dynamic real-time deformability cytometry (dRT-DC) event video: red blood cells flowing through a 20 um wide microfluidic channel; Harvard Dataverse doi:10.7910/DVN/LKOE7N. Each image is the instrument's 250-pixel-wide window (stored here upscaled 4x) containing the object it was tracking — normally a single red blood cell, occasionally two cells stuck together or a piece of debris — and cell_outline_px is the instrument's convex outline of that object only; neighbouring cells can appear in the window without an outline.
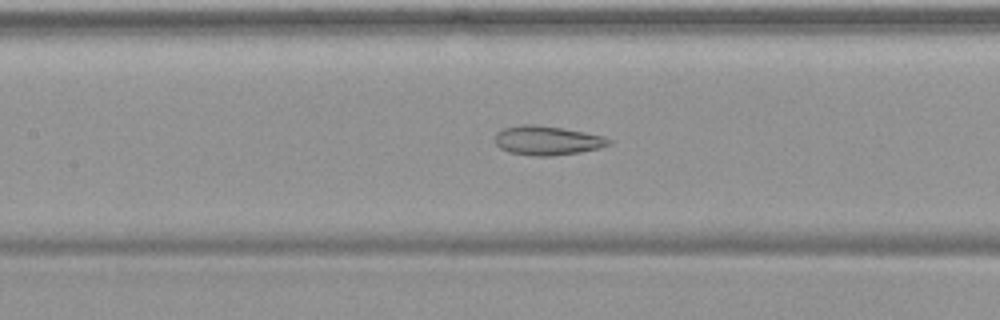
{"species": "common noctule bat (a hibernating species)", "species_latin": "Nyctalus noctula", "temperature_condition": "warm", "stored_images_in_passage": 39, "camera_frame_rate_fps": 3000, "um_per_image_px": 0.085, "animal": {"sex": "female", "body_mass_g": 19.9}, "frame": {"image": 1, "passage_image": 10, "time_ms": 3.0, "image_size_px": [1000, 320], "cell_outline_px": [[612, 144], [600, 148], [580, 152], [552, 156], [536, 156], [508, 152], [500, 148], [496, 144], [496, 132], [504, 128], [520, 124], [536, 124], [584, 132], [604, 136], [612, 140]], "centroid_in_image_um": [46.53, 11.94], "position_along_channel_um": 160.9, "area_um2": 19.42}}
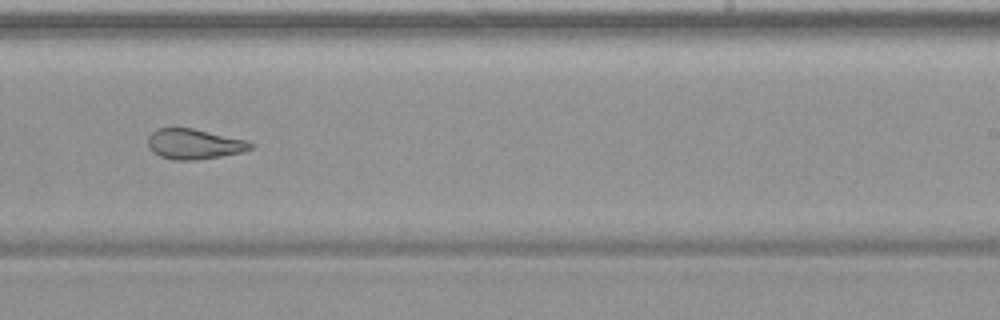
{"frame": {"image": 2, "passage_image": 19, "time_ms": 6.0, "image_size_px": [1000, 320], "cell_outline_px": [[256, 144], [252, 148], [240, 152], [220, 156], [196, 160], [172, 160], [160, 156], [152, 152], [148, 148], [148, 136], [156, 128], [192, 128], [248, 140]], "centroid_in_image_um": [16.49, 12.24], "position_along_channel_um": 272.5, "area_um2": 18.21}}
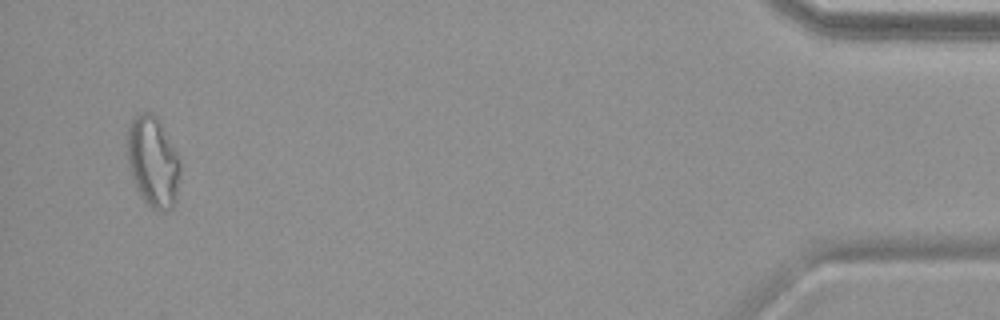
{"frame": {"image": 3, "passage_image": 37, "time_ms": 12.0, "image_size_px": [1000, 320], "cell_outline_px": [[180, 176], [176, 200], [172, 208], [168, 212], [152, 208], [144, 204], [136, 188], [128, 168], [128, 128], [132, 116], [140, 112], [152, 112], [160, 120], [180, 160]], "centroid_in_image_um": [13.0, 13.76], "position_along_channel_um": 422.2, "area_um2": 28.44}, "authors_computed_cell_mechanics": {"area_um2": 20.3456, "velocity_mm_per_s": 3.7413, "shape_relaxation_time_tau1_ms": null, "shape_relaxation_time_tau2_ms": 1.6786, "deformation_change_tau1": null, "deformation_change_tau2": 0.0927}}